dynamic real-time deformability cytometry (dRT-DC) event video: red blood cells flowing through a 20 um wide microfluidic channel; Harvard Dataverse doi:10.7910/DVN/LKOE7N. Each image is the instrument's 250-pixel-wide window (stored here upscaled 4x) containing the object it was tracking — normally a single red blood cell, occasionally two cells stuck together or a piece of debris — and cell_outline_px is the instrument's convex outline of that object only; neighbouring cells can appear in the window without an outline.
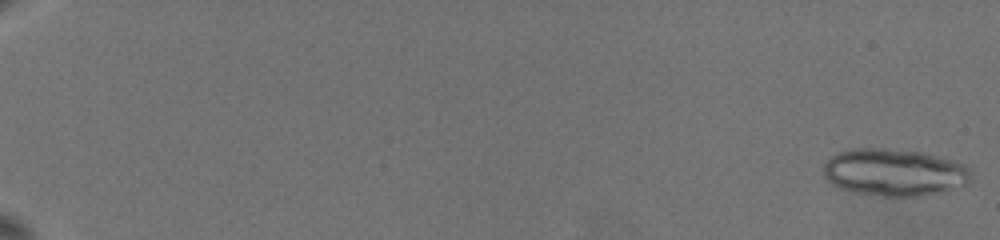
{"species": "common noctule bat (a hibernating species)", "species_latin": "Nyctalus noctula", "temperature_condition": "warm", "stored_images_in_passage": 16, "camera_frame_rate_fps": 3000, "um_per_image_px": 0.085, "animal": {"sex": "female", "body_mass_g": 19.5, "forearm_length_mm": 54.1}, "frame": {"image": 1, "passage_image": 1, "time_ms": 0.0, "image_size_px": [1000, 240], "cell_outline_px": [[972, 176], [968, 184], [964, 188], [944, 192], [920, 196], [884, 196], [860, 192], [844, 188], [832, 184], [824, 180], [824, 164], [832, 156], [840, 152], [852, 148], [884, 148], [920, 152], [956, 160], [972, 168]], "centroid_in_image_um": [76.12, 14.65], "position_along_channel_um": 8.9, "area_um2": 40.98}}